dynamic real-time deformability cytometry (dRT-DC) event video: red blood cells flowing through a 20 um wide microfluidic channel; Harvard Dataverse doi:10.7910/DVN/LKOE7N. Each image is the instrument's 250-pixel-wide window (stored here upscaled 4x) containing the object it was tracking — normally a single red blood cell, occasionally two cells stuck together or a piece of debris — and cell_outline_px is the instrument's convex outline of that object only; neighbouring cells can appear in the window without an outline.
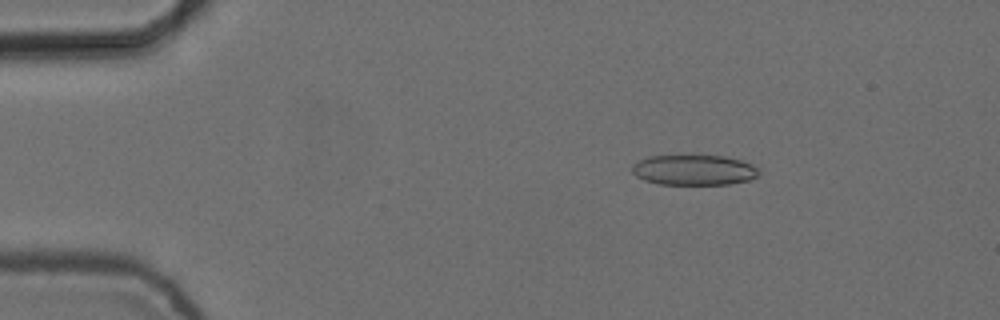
{"species": "common noctule bat (a hibernating species)", "species_latin": "Nyctalus noctula", "temperature_condition": "cold", "stored_images_in_passage": 5, "camera_frame_rate_fps": 3000, "um_per_image_px": 0.085, "animal": {"sex": "female", "body_mass_g": 24.6, "forearm_length_mm": 56.2}, "frame": {"image": 1, "passage_image": 3, "time_ms": 0.667, "image_size_px": [1000, 320], "cell_outline_px": [[760, 172], [756, 176], [748, 180], [728, 184], [660, 184], [644, 180], [636, 176], [632, 172], [632, 164], [648, 156], [724, 156], [740, 160], [752, 164], [760, 168]], "centroid_in_image_um": [58.99, 14.45], "position_along_channel_um": 26.0, "area_um2": 22.31}}